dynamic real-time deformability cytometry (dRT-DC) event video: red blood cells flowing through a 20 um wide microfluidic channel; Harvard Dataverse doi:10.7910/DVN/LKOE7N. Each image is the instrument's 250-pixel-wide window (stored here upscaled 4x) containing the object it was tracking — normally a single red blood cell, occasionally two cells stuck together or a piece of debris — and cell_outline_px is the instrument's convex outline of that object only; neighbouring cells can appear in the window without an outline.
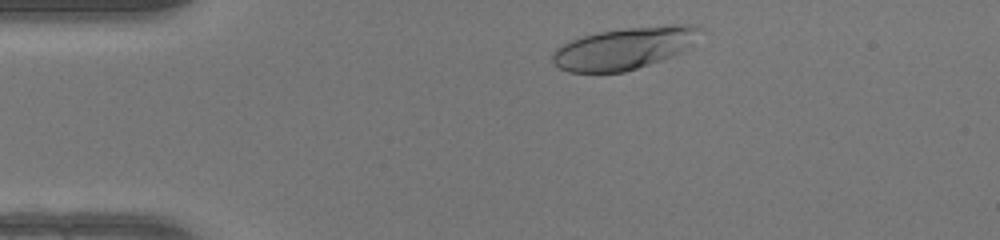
{"species": "human", "species_latin": "Homo sapiens", "temperature_condition": "warm", "stored_images_in_passage": 35, "camera_frame_rate_fps": 3000, "um_per_image_px": 0.085, "donor": {"sex": "female"}, "frame": {"image": 1, "passage_image": 3, "time_ms": 0.667, "image_size_px": [1000, 240], "cell_outline_px": [[700, 28], [688, 44], [680, 52], [672, 56], [624, 72], [568, 72], [560, 68], [552, 60], [552, 52], [556, 48], [572, 40], [596, 32], [624, 28], [668, 24], [688, 24]], "centroid_in_image_um": [52.97, 4.1], "position_along_channel_um": 32.0, "area_um2": 35.26}}
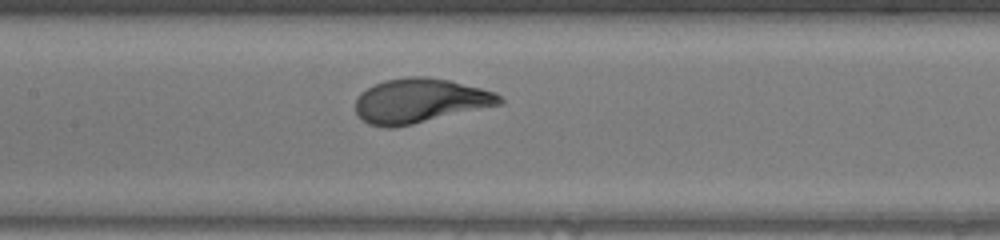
{"frame": {"image": 2, "passage_image": 17, "time_ms": 5.333, "image_size_px": [1000, 240], "cell_outline_px": [[504, 104], [412, 124], [392, 128], [384, 128], [368, 124], [356, 112], [356, 100], [360, 92], [384, 80], [408, 76], [428, 76], [448, 80], [496, 92], [504, 100]], "centroid_in_image_um": [35.71, 8.56], "position_along_channel_um": 171.7, "area_um2": 37.34}}
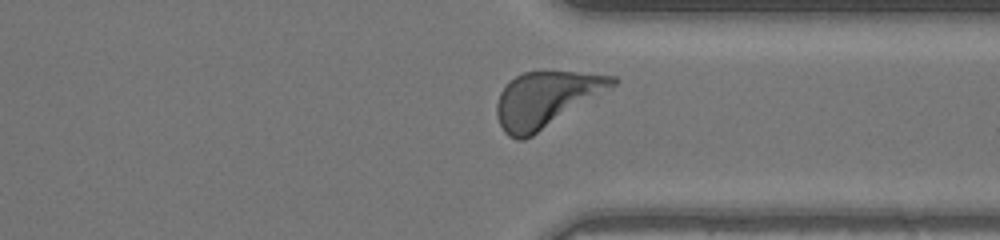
{"frame": {"image": 3, "passage_image": 31, "time_ms": 10.0, "image_size_px": [1000, 240], "cell_outline_px": [[620, 80], [616, 84], [532, 136], [524, 140], [516, 140], [508, 136], [504, 132], [496, 116], [496, 104], [500, 92], [516, 76], [524, 72], [576, 72], [616, 76]], "centroid_in_image_um": [46.38, 8.45], "position_along_channel_um": 365.0, "area_um2": 36.7}, "authors_computed_cell_mechanics": {"area_um2": 36.703, "velocity_mm_per_s": 4.1333, "shape_relaxation_time_tau1_ms": 2.9663, "shape_relaxation_time_tau2_ms": null, "deformation_change_tau1": 0.1973, "deformation_change_tau2": null}}